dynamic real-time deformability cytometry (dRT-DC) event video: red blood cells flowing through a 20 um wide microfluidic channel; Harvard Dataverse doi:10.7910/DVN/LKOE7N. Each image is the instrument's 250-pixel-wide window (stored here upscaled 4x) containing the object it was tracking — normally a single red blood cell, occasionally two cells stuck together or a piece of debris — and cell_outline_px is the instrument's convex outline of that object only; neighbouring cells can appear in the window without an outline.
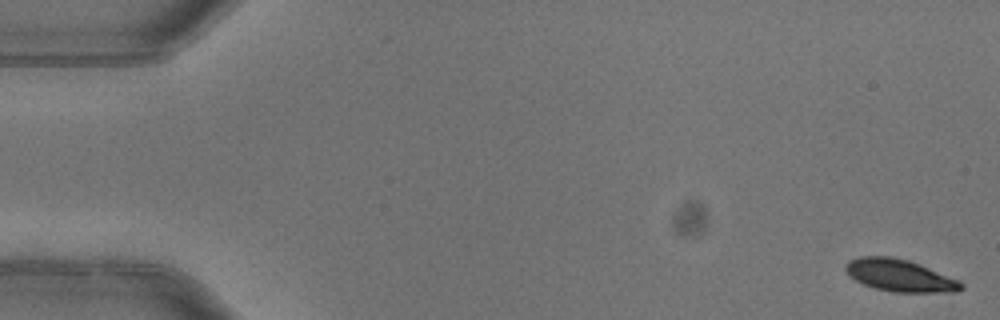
{"species": "common noctule bat (a hibernating species)", "species_latin": "Nyctalus noctula", "temperature_condition": "warm", "stored_images_in_passage": 6, "camera_frame_rate_fps": 3000, "um_per_image_px": 0.085, "animal": {"sex": "female"}, "frame": {"image": 1, "passage_image": 1, "time_ms": 0.0, "image_size_px": [1000, 320], "cell_outline_px": [[964, 288], [960, 292], [892, 292], [876, 288], [864, 284], [848, 276], [844, 268], [848, 260], [860, 256], [892, 256], [908, 260], [920, 264], [960, 280], [964, 284]], "centroid_in_image_um": [76.5, 23.41], "position_along_channel_um": 8.5, "area_um2": 21.91}}
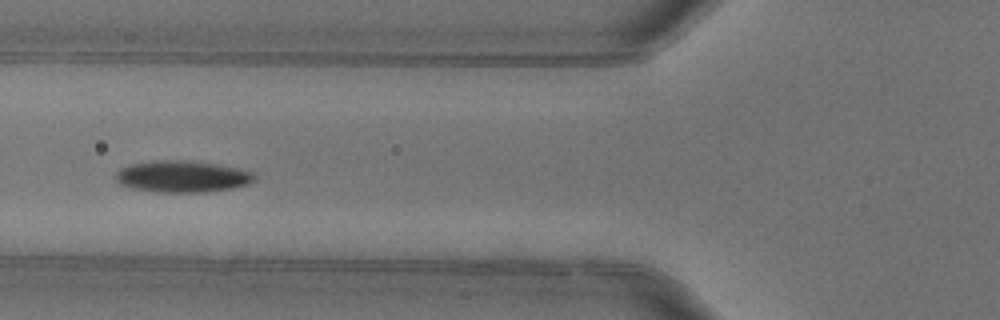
{"frame": {"image": 2, "passage_image": 5, "time_ms": 1.333, "image_size_px": [1000, 320], "cell_outline_px": [[256, 176], [248, 184], [232, 188], [200, 192], [156, 192], [132, 188], [120, 184], [116, 180], [116, 172], [120, 168], [132, 164], [156, 160], [180, 160], [216, 164], [236, 168], [252, 172]], "centroid_in_image_um": [15.45, 15.0], "position_along_channel_um": 110.3, "area_um2": 25.26}}